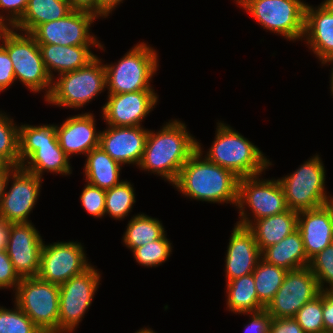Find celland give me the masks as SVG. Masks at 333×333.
<instances>
[{
	"label": "cell",
	"instance_id": "cell-1",
	"mask_svg": "<svg viewBox=\"0 0 333 333\" xmlns=\"http://www.w3.org/2000/svg\"><path fill=\"white\" fill-rule=\"evenodd\" d=\"M201 146L197 141V151L180 169L171 186L191 200L230 203L236 207L240 178L233 171L208 161Z\"/></svg>",
	"mask_w": 333,
	"mask_h": 333
},
{
	"label": "cell",
	"instance_id": "cell-2",
	"mask_svg": "<svg viewBox=\"0 0 333 333\" xmlns=\"http://www.w3.org/2000/svg\"><path fill=\"white\" fill-rule=\"evenodd\" d=\"M184 122L169 120L159 131L149 129L139 169L173 184L180 169L197 151V139Z\"/></svg>",
	"mask_w": 333,
	"mask_h": 333
},
{
	"label": "cell",
	"instance_id": "cell-3",
	"mask_svg": "<svg viewBox=\"0 0 333 333\" xmlns=\"http://www.w3.org/2000/svg\"><path fill=\"white\" fill-rule=\"evenodd\" d=\"M204 157L239 178L263 174L273 165L258 146L224 121L217 122L215 138Z\"/></svg>",
	"mask_w": 333,
	"mask_h": 333
},
{
	"label": "cell",
	"instance_id": "cell-4",
	"mask_svg": "<svg viewBox=\"0 0 333 333\" xmlns=\"http://www.w3.org/2000/svg\"><path fill=\"white\" fill-rule=\"evenodd\" d=\"M0 44L10 56L15 80L22 82L33 93L45 91L43 97L46 99L52 89V78L47 73L35 39L29 33L0 28Z\"/></svg>",
	"mask_w": 333,
	"mask_h": 333
},
{
	"label": "cell",
	"instance_id": "cell-5",
	"mask_svg": "<svg viewBox=\"0 0 333 333\" xmlns=\"http://www.w3.org/2000/svg\"><path fill=\"white\" fill-rule=\"evenodd\" d=\"M158 57L148 42H138L117 62L104 64L107 94L155 90L150 83L159 70Z\"/></svg>",
	"mask_w": 333,
	"mask_h": 333
},
{
	"label": "cell",
	"instance_id": "cell-6",
	"mask_svg": "<svg viewBox=\"0 0 333 333\" xmlns=\"http://www.w3.org/2000/svg\"><path fill=\"white\" fill-rule=\"evenodd\" d=\"M98 56L87 66L56 76L50 95L44 99L58 107L81 109L106 91V72Z\"/></svg>",
	"mask_w": 333,
	"mask_h": 333
},
{
	"label": "cell",
	"instance_id": "cell-7",
	"mask_svg": "<svg viewBox=\"0 0 333 333\" xmlns=\"http://www.w3.org/2000/svg\"><path fill=\"white\" fill-rule=\"evenodd\" d=\"M325 166L319 154L289 175L277 178L283 188L288 209L301 212L328 204L333 196L327 195Z\"/></svg>",
	"mask_w": 333,
	"mask_h": 333
},
{
	"label": "cell",
	"instance_id": "cell-8",
	"mask_svg": "<svg viewBox=\"0 0 333 333\" xmlns=\"http://www.w3.org/2000/svg\"><path fill=\"white\" fill-rule=\"evenodd\" d=\"M304 0H243L238 7L250 14L264 29L287 41H303Z\"/></svg>",
	"mask_w": 333,
	"mask_h": 333
},
{
	"label": "cell",
	"instance_id": "cell-9",
	"mask_svg": "<svg viewBox=\"0 0 333 333\" xmlns=\"http://www.w3.org/2000/svg\"><path fill=\"white\" fill-rule=\"evenodd\" d=\"M262 174L239 179V225L248 227L253 221L288 210L283 188L278 179H263ZM260 177V178H259ZM247 207L250 208L249 212ZM250 216V217H249ZM252 218V219H251Z\"/></svg>",
	"mask_w": 333,
	"mask_h": 333
},
{
	"label": "cell",
	"instance_id": "cell-10",
	"mask_svg": "<svg viewBox=\"0 0 333 333\" xmlns=\"http://www.w3.org/2000/svg\"><path fill=\"white\" fill-rule=\"evenodd\" d=\"M14 303L42 333H59V285L38 277L21 278Z\"/></svg>",
	"mask_w": 333,
	"mask_h": 333
},
{
	"label": "cell",
	"instance_id": "cell-11",
	"mask_svg": "<svg viewBox=\"0 0 333 333\" xmlns=\"http://www.w3.org/2000/svg\"><path fill=\"white\" fill-rule=\"evenodd\" d=\"M100 273L91 265L59 286V333H73L79 326L101 284Z\"/></svg>",
	"mask_w": 333,
	"mask_h": 333
},
{
	"label": "cell",
	"instance_id": "cell-12",
	"mask_svg": "<svg viewBox=\"0 0 333 333\" xmlns=\"http://www.w3.org/2000/svg\"><path fill=\"white\" fill-rule=\"evenodd\" d=\"M44 178L15 167L9 174L0 200V217L11 224L31 223L29 215L40 196ZM11 181V183L9 182ZM9 183L11 187L9 190Z\"/></svg>",
	"mask_w": 333,
	"mask_h": 333
},
{
	"label": "cell",
	"instance_id": "cell-13",
	"mask_svg": "<svg viewBox=\"0 0 333 333\" xmlns=\"http://www.w3.org/2000/svg\"><path fill=\"white\" fill-rule=\"evenodd\" d=\"M84 245L77 241L43 244L37 277L56 285L82 274L92 264L88 262Z\"/></svg>",
	"mask_w": 333,
	"mask_h": 333
},
{
	"label": "cell",
	"instance_id": "cell-14",
	"mask_svg": "<svg viewBox=\"0 0 333 333\" xmlns=\"http://www.w3.org/2000/svg\"><path fill=\"white\" fill-rule=\"evenodd\" d=\"M97 18L88 11L72 10L63 18L38 25L30 35L38 44L100 46L97 36L90 32Z\"/></svg>",
	"mask_w": 333,
	"mask_h": 333
},
{
	"label": "cell",
	"instance_id": "cell-15",
	"mask_svg": "<svg viewBox=\"0 0 333 333\" xmlns=\"http://www.w3.org/2000/svg\"><path fill=\"white\" fill-rule=\"evenodd\" d=\"M320 293L318 281L309 266L290 270L265 311L272 319L294 318L308 301Z\"/></svg>",
	"mask_w": 333,
	"mask_h": 333
},
{
	"label": "cell",
	"instance_id": "cell-16",
	"mask_svg": "<svg viewBox=\"0 0 333 333\" xmlns=\"http://www.w3.org/2000/svg\"><path fill=\"white\" fill-rule=\"evenodd\" d=\"M155 90L108 94L101 107L102 118L111 126H142V121L153 111L159 96Z\"/></svg>",
	"mask_w": 333,
	"mask_h": 333
},
{
	"label": "cell",
	"instance_id": "cell-17",
	"mask_svg": "<svg viewBox=\"0 0 333 333\" xmlns=\"http://www.w3.org/2000/svg\"><path fill=\"white\" fill-rule=\"evenodd\" d=\"M44 241L31 223H10L7 254L20 278L37 277Z\"/></svg>",
	"mask_w": 333,
	"mask_h": 333
},
{
	"label": "cell",
	"instance_id": "cell-18",
	"mask_svg": "<svg viewBox=\"0 0 333 333\" xmlns=\"http://www.w3.org/2000/svg\"><path fill=\"white\" fill-rule=\"evenodd\" d=\"M100 133V147L121 165H136L143 158L149 130L144 126H111Z\"/></svg>",
	"mask_w": 333,
	"mask_h": 333
},
{
	"label": "cell",
	"instance_id": "cell-19",
	"mask_svg": "<svg viewBox=\"0 0 333 333\" xmlns=\"http://www.w3.org/2000/svg\"><path fill=\"white\" fill-rule=\"evenodd\" d=\"M304 42L323 65L333 59V0L306 4Z\"/></svg>",
	"mask_w": 333,
	"mask_h": 333
},
{
	"label": "cell",
	"instance_id": "cell-20",
	"mask_svg": "<svg viewBox=\"0 0 333 333\" xmlns=\"http://www.w3.org/2000/svg\"><path fill=\"white\" fill-rule=\"evenodd\" d=\"M93 113L86 112L70 116L59 126L56 124V134L60 147L71 159L74 155H87L100 145V133L96 129Z\"/></svg>",
	"mask_w": 333,
	"mask_h": 333
},
{
	"label": "cell",
	"instance_id": "cell-21",
	"mask_svg": "<svg viewBox=\"0 0 333 333\" xmlns=\"http://www.w3.org/2000/svg\"><path fill=\"white\" fill-rule=\"evenodd\" d=\"M225 254L226 282L252 274L261 259V251L251 230L235 223Z\"/></svg>",
	"mask_w": 333,
	"mask_h": 333
},
{
	"label": "cell",
	"instance_id": "cell-22",
	"mask_svg": "<svg viewBox=\"0 0 333 333\" xmlns=\"http://www.w3.org/2000/svg\"><path fill=\"white\" fill-rule=\"evenodd\" d=\"M300 231L307 258L311 260L333 243V209L328 203L316 209L298 212Z\"/></svg>",
	"mask_w": 333,
	"mask_h": 333
},
{
	"label": "cell",
	"instance_id": "cell-23",
	"mask_svg": "<svg viewBox=\"0 0 333 333\" xmlns=\"http://www.w3.org/2000/svg\"><path fill=\"white\" fill-rule=\"evenodd\" d=\"M19 156L20 166L40 178L45 172L68 176L73 171L59 143L19 145Z\"/></svg>",
	"mask_w": 333,
	"mask_h": 333
},
{
	"label": "cell",
	"instance_id": "cell-24",
	"mask_svg": "<svg viewBox=\"0 0 333 333\" xmlns=\"http://www.w3.org/2000/svg\"><path fill=\"white\" fill-rule=\"evenodd\" d=\"M38 45L47 73L52 80L56 77L54 73H58L59 76L87 66L97 57L96 54L92 53V47L105 51L102 43H100V46Z\"/></svg>",
	"mask_w": 333,
	"mask_h": 333
},
{
	"label": "cell",
	"instance_id": "cell-25",
	"mask_svg": "<svg viewBox=\"0 0 333 333\" xmlns=\"http://www.w3.org/2000/svg\"><path fill=\"white\" fill-rule=\"evenodd\" d=\"M298 212L288 209L280 214L253 221L248 228L254 235L261 253L297 229Z\"/></svg>",
	"mask_w": 333,
	"mask_h": 333
},
{
	"label": "cell",
	"instance_id": "cell-26",
	"mask_svg": "<svg viewBox=\"0 0 333 333\" xmlns=\"http://www.w3.org/2000/svg\"><path fill=\"white\" fill-rule=\"evenodd\" d=\"M261 258L267 263L282 267L287 271L307 267L310 263L304 250L301 233L298 229L279 243L267 247L261 253Z\"/></svg>",
	"mask_w": 333,
	"mask_h": 333
},
{
	"label": "cell",
	"instance_id": "cell-27",
	"mask_svg": "<svg viewBox=\"0 0 333 333\" xmlns=\"http://www.w3.org/2000/svg\"><path fill=\"white\" fill-rule=\"evenodd\" d=\"M85 157V182L107 190L123 181L120 179L123 165L112 159L100 146L92 149Z\"/></svg>",
	"mask_w": 333,
	"mask_h": 333
},
{
	"label": "cell",
	"instance_id": "cell-28",
	"mask_svg": "<svg viewBox=\"0 0 333 333\" xmlns=\"http://www.w3.org/2000/svg\"><path fill=\"white\" fill-rule=\"evenodd\" d=\"M72 10L69 0H28L25 13L12 28L30 34L38 25L63 18Z\"/></svg>",
	"mask_w": 333,
	"mask_h": 333
},
{
	"label": "cell",
	"instance_id": "cell-29",
	"mask_svg": "<svg viewBox=\"0 0 333 333\" xmlns=\"http://www.w3.org/2000/svg\"><path fill=\"white\" fill-rule=\"evenodd\" d=\"M226 297V308L234 314L265 310L258 300L253 274L226 282Z\"/></svg>",
	"mask_w": 333,
	"mask_h": 333
},
{
	"label": "cell",
	"instance_id": "cell-30",
	"mask_svg": "<svg viewBox=\"0 0 333 333\" xmlns=\"http://www.w3.org/2000/svg\"><path fill=\"white\" fill-rule=\"evenodd\" d=\"M126 227L122 242L130 251L154 242L166 233L160 220L145 213L133 215Z\"/></svg>",
	"mask_w": 333,
	"mask_h": 333
},
{
	"label": "cell",
	"instance_id": "cell-31",
	"mask_svg": "<svg viewBox=\"0 0 333 333\" xmlns=\"http://www.w3.org/2000/svg\"><path fill=\"white\" fill-rule=\"evenodd\" d=\"M288 271L267 263L262 258L253 271L258 300L266 307L281 287Z\"/></svg>",
	"mask_w": 333,
	"mask_h": 333
},
{
	"label": "cell",
	"instance_id": "cell-32",
	"mask_svg": "<svg viewBox=\"0 0 333 333\" xmlns=\"http://www.w3.org/2000/svg\"><path fill=\"white\" fill-rule=\"evenodd\" d=\"M132 185L131 182L123 180L106 190L105 216L109 214V217L120 221L130 214L136 203L135 190Z\"/></svg>",
	"mask_w": 333,
	"mask_h": 333
},
{
	"label": "cell",
	"instance_id": "cell-33",
	"mask_svg": "<svg viewBox=\"0 0 333 333\" xmlns=\"http://www.w3.org/2000/svg\"><path fill=\"white\" fill-rule=\"evenodd\" d=\"M0 110V154L14 167L20 166L19 125Z\"/></svg>",
	"mask_w": 333,
	"mask_h": 333
},
{
	"label": "cell",
	"instance_id": "cell-34",
	"mask_svg": "<svg viewBox=\"0 0 333 333\" xmlns=\"http://www.w3.org/2000/svg\"><path fill=\"white\" fill-rule=\"evenodd\" d=\"M172 243L166 233L154 242L137 247L132 251L136 262L144 267H158L165 263L172 254Z\"/></svg>",
	"mask_w": 333,
	"mask_h": 333
},
{
	"label": "cell",
	"instance_id": "cell-35",
	"mask_svg": "<svg viewBox=\"0 0 333 333\" xmlns=\"http://www.w3.org/2000/svg\"><path fill=\"white\" fill-rule=\"evenodd\" d=\"M304 333H325L323 323V291L308 301L294 316Z\"/></svg>",
	"mask_w": 333,
	"mask_h": 333
},
{
	"label": "cell",
	"instance_id": "cell-36",
	"mask_svg": "<svg viewBox=\"0 0 333 333\" xmlns=\"http://www.w3.org/2000/svg\"><path fill=\"white\" fill-rule=\"evenodd\" d=\"M13 308L0 306V333H42L15 303Z\"/></svg>",
	"mask_w": 333,
	"mask_h": 333
},
{
	"label": "cell",
	"instance_id": "cell-37",
	"mask_svg": "<svg viewBox=\"0 0 333 333\" xmlns=\"http://www.w3.org/2000/svg\"><path fill=\"white\" fill-rule=\"evenodd\" d=\"M309 268L316 277L321 291L333 290V243L310 260Z\"/></svg>",
	"mask_w": 333,
	"mask_h": 333
},
{
	"label": "cell",
	"instance_id": "cell-38",
	"mask_svg": "<svg viewBox=\"0 0 333 333\" xmlns=\"http://www.w3.org/2000/svg\"><path fill=\"white\" fill-rule=\"evenodd\" d=\"M19 145L58 143L55 124L19 125Z\"/></svg>",
	"mask_w": 333,
	"mask_h": 333
},
{
	"label": "cell",
	"instance_id": "cell-39",
	"mask_svg": "<svg viewBox=\"0 0 333 333\" xmlns=\"http://www.w3.org/2000/svg\"><path fill=\"white\" fill-rule=\"evenodd\" d=\"M106 190L86 182L80 195V202L86 212L92 217L104 218Z\"/></svg>",
	"mask_w": 333,
	"mask_h": 333
},
{
	"label": "cell",
	"instance_id": "cell-40",
	"mask_svg": "<svg viewBox=\"0 0 333 333\" xmlns=\"http://www.w3.org/2000/svg\"><path fill=\"white\" fill-rule=\"evenodd\" d=\"M27 5L28 0H0V28H12L22 18Z\"/></svg>",
	"mask_w": 333,
	"mask_h": 333
},
{
	"label": "cell",
	"instance_id": "cell-41",
	"mask_svg": "<svg viewBox=\"0 0 333 333\" xmlns=\"http://www.w3.org/2000/svg\"><path fill=\"white\" fill-rule=\"evenodd\" d=\"M21 278L16 273L6 250H0V290L10 288L13 292Z\"/></svg>",
	"mask_w": 333,
	"mask_h": 333
},
{
	"label": "cell",
	"instance_id": "cell-42",
	"mask_svg": "<svg viewBox=\"0 0 333 333\" xmlns=\"http://www.w3.org/2000/svg\"><path fill=\"white\" fill-rule=\"evenodd\" d=\"M15 73L7 50L0 44V92L15 84Z\"/></svg>",
	"mask_w": 333,
	"mask_h": 333
},
{
	"label": "cell",
	"instance_id": "cell-43",
	"mask_svg": "<svg viewBox=\"0 0 333 333\" xmlns=\"http://www.w3.org/2000/svg\"><path fill=\"white\" fill-rule=\"evenodd\" d=\"M241 315H249L248 324L244 325V333H268L271 317L262 310L256 313H241Z\"/></svg>",
	"mask_w": 333,
	"mask_h": 333
},
{
	"label": "cell",
	"instance_id": "cell-44",
	"mask_svg": "<svg viewBox=\"0 0 333 333\" xmlns=\"http://www.w3.org/2000/svg\"><path fill=\"white\" fill-rule=\"evenodd\" d=\"M268 333H304V331L293 318H274L270 321Z\"/></svg>",
	"mask_w": 333,
	"mask_h": 333
},
{
	"label": "cell",
	"instance_id": "cell-45",
	"mask_svg": "<svg viewBox=\"0 0 333 333\" xmlns=\"http://www.w3.org/2000/svg\"><path fill=\"white\" fill-rule=\"evenodd\" d=\"M323 323L325 333H333V294L323 291Z\"/></svg>",
	"mask_w": 333,
	"mask_h": 333
},
{
	"label": "cell",
	"instance_id": "cell-46",
	"mask_svg": "<svg viewBox=\"0 0 333 333\" xmlns=\"http://www.w3.org/2000/svg\"><path fill=\"white\" fill-rule=\"evenodd\" d=\"M124 0H97V17L107 18Z\"/></svg>",
	"mask_w": 333,
	"mask_h": 333
},
{
	"label": "cell",
	"instance_id": "cell-47",
	"mask_svg": "<svg viewBox=\"0 0 333 333\" xmlns=\"http://www.w3.org/2000/svg\"><path fill=\"white\" fill-rule=\"evenodd\" d=\"M73 10L94 13L97 16V0H69Z\"/></svg>",
	"mask_w": 333,
	"mask_h": 333
},
{
	"label": "cell",
	"instance_id": "cell-48",
	"mask_svg": "<svg viewBox=\"0 0 333 333\" xmlns=\"http://www.w3.org/2000/svg\"><path fill=\"white\" fill-rule=\"evenodd\" d=\"M10 223L0 217V250H6L9 239Z\"/></svg>",
	"mask_w": 333,
	"mask_h": 333
},
{
	"label": "cell",
	"instance_id": "cell-49",
	"mask_svg": "<svg viewBox=\"0 0 333 333\" xmlns=\"http://www.w3.org/2000/svg\"><path fill=\"white\" fill-rule=\"evenodd\" d=\"M10 172L11 171H1L0 172V200L4 193L5 184H6V181H7V178L9 176Z\"/></svg>",
	"mask_w": 333,
	"mask_h": 333
},
{
	"label": "cell",
	"instance_id": "cell-50",
	"mask_svg": "<svg viewBox=\"0 0 333 333\" xmlns=\"http://www.w3.org/2000/svg\"><path fill=\"white\" fill-rule=\"evenodd\" d=\"M15 167L12 166L1 154H0V172L12 171Z\"/></svg>",
	"mask_w": 333,
	"mask_h": 333
},
{
	"label": "cell",
	"instance_id": "cell-51",
	"mask_svg": "<svg viewBox=\"0 0 333 333\" xmlns=\"http://www.w3.org/2000/svg\"><path fill=\"white\" fill-rule=\"evenodd\" d=\"M135 333H156V332L149 327L148 328L143 327V328L139 329L138 331H136Z\"/></svg>",
	"mask_w": 333,
	"mask_h": 333
},
{
	"label": "cell",
	"instance_id": "cell-52",
	"mask_svg": "<svg viewBox=\"0 0 333 333\" xmlns=\"http://www.w3.org/2000/svg\"><path fill=\"white\" fill-rule=\"evenodd\" d=\"M330 93H331V96L333 97V69H331V73H330Z\"/></svg>",
	"mask_w": 333,
	"mask_h": 333
},
{
	"label": "cell",
	"instance_id": "cell-53",
	"mask_svg": "<svg viewBox=\"0 0 333 333\" xmlns=\"http://www.w3.org/2000/svg\"><path fill=\"white\" fill-rule=\"evenodd\" d=\"M236 1V4L239 5L243 0H234Z\"/></svg>",
	"mask_w": 333,
	"mask_h": 333
},
{
	"label": "cell",
	"instance_id": "cell-54",
	"mask_svg": "<svg viewBox=\"0 0 333 333\" xmlns=\"http://www.w3.org/2000/svg\"><path fill=\"white\" fill-rule=\"evenodd\" d=\"M329 204L332 206V209H333V198L331 199V201L329 202Z\"/></svg>",
	"mask_w": 333,
	"mask_h": 333
},
{
	"label": "cell",
	"instance_id": "cell-55",
	"mask_svg": "<svg viewBox=\"0 0 333 333\" xmlns=\"http://www.w3.org/2000/svg\"><path fill=\"white\" fill-rule=\"evenodd\" d=\"M330 63L333 66V59L328 63V65H330ZM332 69H333V67H332Z\"/></svg>",
	"mask_w": 333,
	"mask_h": 333
}]
</instances>
